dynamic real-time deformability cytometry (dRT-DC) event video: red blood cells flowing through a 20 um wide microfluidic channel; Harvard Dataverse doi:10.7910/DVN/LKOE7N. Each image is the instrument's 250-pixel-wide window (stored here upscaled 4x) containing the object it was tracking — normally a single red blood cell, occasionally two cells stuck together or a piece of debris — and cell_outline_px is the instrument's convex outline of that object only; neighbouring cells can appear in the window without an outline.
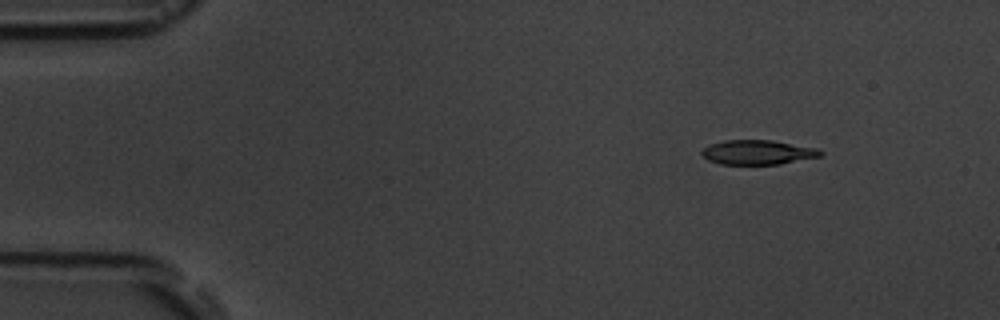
{"species": "common noctule bat (a hibernating species)", "species_latin": "Nyctalus noctula", "temperature_condition": "room temperature", "stored_images_in_passage": 6, "camera_frame_rate_fps": 3000, "um_per_image_px": 0.085, "animal": {"sex": "male", "body_mass_g": 19.5, "forearm_length_mm": 54.6}, "frame": {"image": 1, "passage_image": 1, "time_ms": 0.0, "image_size_px": [1000, 320], "cell_outline_px": [[824, 156], [780, 164], [720, 164], [708, 160], [700, 152], [708, 144], [724, 140], [772, 140], [820, 148], [824, 152]], "centroid_in_image_um": [64.47, 12.94], "position_along_channel_um": 20.5, "area_um2": 17.22}}
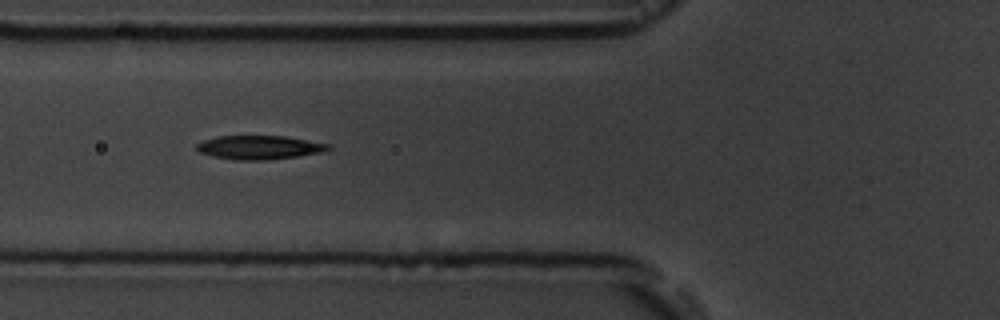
{"frame": {"image": 2, "passage_image": 5, "time_ms": 4.667, "image_size_px": [1000, 320], "cell_outline_px": [[332, 148], [328, 152], [268, 160], [236, 160], [212, 156], [200, 152], [196, 148], [196, 144], [204, 140], [220, 136], [284, 136], [328, 144]], "centroid_in_image_um": [22.08, 12.54], "position_along_channel_um": 103.7, "area_um2": 18.26}}
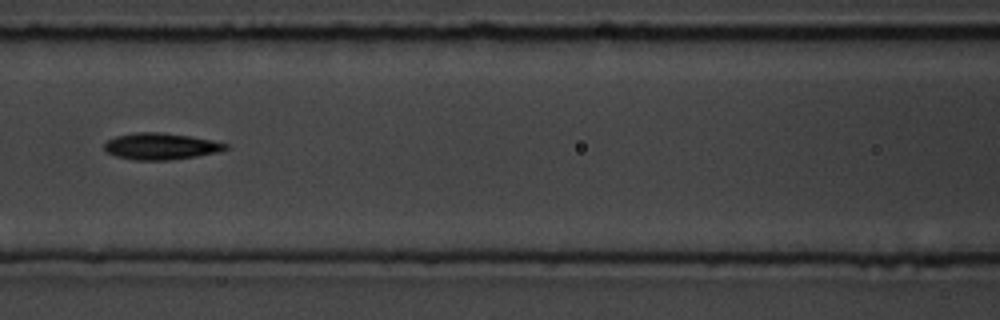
{"frame": {"image": 3, "passage_image": 6, "time_ms": 6.0, "image_size_px": [1000, 320], "cell_outline_px": [[228, 148], [220, 152], [196, 156], [168, 160], [132, 160], [116, 156], [108, 152], [104, 148], [104, 144], [108, 140], [116, 136], [132, 132], [160, 132], [192, 136], [212, 140], [228, 144]], "centroid_in_image_um": [13.68, 12.43], "position_along_channel_um": 152.9, "area_um2": 18.84}}